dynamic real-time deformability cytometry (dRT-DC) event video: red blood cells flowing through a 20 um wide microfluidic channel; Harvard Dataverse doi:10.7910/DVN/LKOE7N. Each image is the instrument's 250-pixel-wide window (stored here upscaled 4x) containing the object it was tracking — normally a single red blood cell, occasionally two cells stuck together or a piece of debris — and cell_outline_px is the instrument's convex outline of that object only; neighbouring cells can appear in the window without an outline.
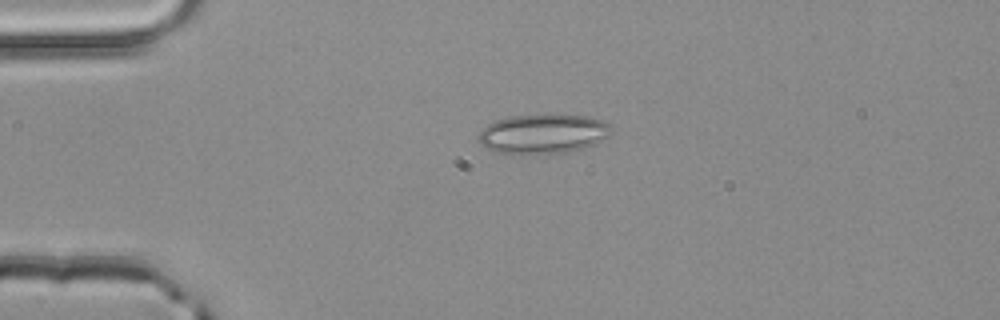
{"species": "common noctule bat (a hibernating species)", "species_latin": "Nyctalus noctula", "temperature_condition": "room temperature", "stored_images_in_passage": 40, "camera_frame_rate_fps": 3000, "um_per_image_px": 0.085, "animal": {"sex": "male", "body_mass_g": 20.4}, "frame": {"image": 1, "passage_image": 1, "time_ms": 0.0, "image_size_px": [1000, 320], "cell_outline_px": [[608, 136], [596, 144], [564, 152], [524, 156], [496, 152], [484, 148], [480, 144], [480, 132], [488, 124], [496, 120], [512, 116], [544, 112], [552, 112], [588, 116], [604, 120], [608, 124]], "centroid_in_image_um": [46.13, 11.36], "position_along_channel_um": 38.9, "area_um2": 31.5}}
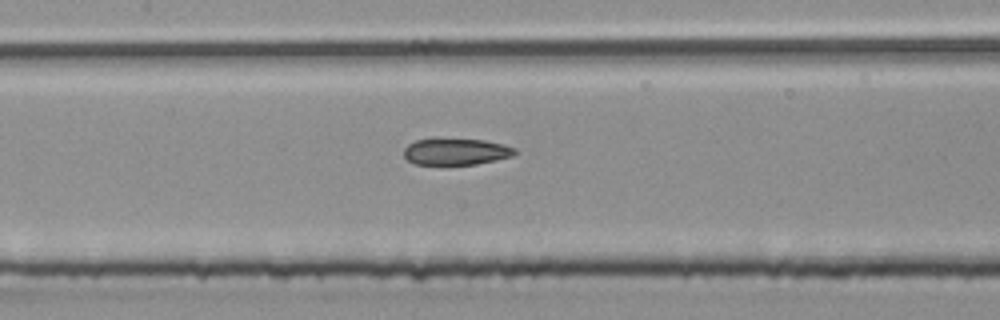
{"frame": {"image": 2, "passage_image": 13, "time_ms": 4.0, "image_size_px": [1000, 320], "cell_outline_px": [[516, 152], [512, 156], [496, 160], [476, 164], [416, 164], [408, 160], [404, 156], [404, 148], [408, 144], [416, 140], [432, 136], [436, 136], [484, 140], [504, 144], [516, 148]], "centroid_in_image_um": [38.73, 12.84], "position_along_channel_um": 168.7, "area_um2": 17.8}}
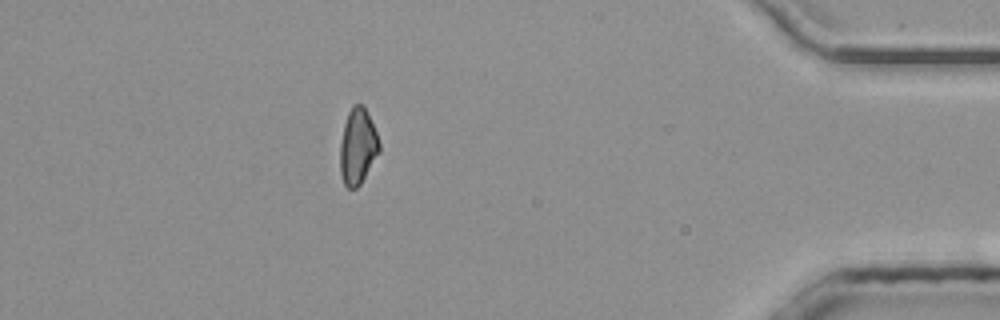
{"frame": {"image": 3, "passage_image": 34, "time_ms": 11.0, "image_size_px": [1000, 320], "cell_outline_px": [[380, 152], [360, 184], [356, 188], [348, 188], [344, 184], [340, 172], [340, 144], [344, 124], [348, 112], [352, 104], [364, 104], [376, 132], [380, 144]], "centroid_in_image_um": [30.4, 12.43], "position_along_channel_um": 404.8, "area_um2": 17.4}, "authors_computed_cell_mechanics": {"area_um2": 17.8891, "velocity_mm_per_s": 4.0814, "shape_relaxation_time_tau1_ms": null, "shape_relaxation_time_tau2_ms": 3.728, "deformation_change_tau1": null, "deformation_change_tau2": 0.0992}}